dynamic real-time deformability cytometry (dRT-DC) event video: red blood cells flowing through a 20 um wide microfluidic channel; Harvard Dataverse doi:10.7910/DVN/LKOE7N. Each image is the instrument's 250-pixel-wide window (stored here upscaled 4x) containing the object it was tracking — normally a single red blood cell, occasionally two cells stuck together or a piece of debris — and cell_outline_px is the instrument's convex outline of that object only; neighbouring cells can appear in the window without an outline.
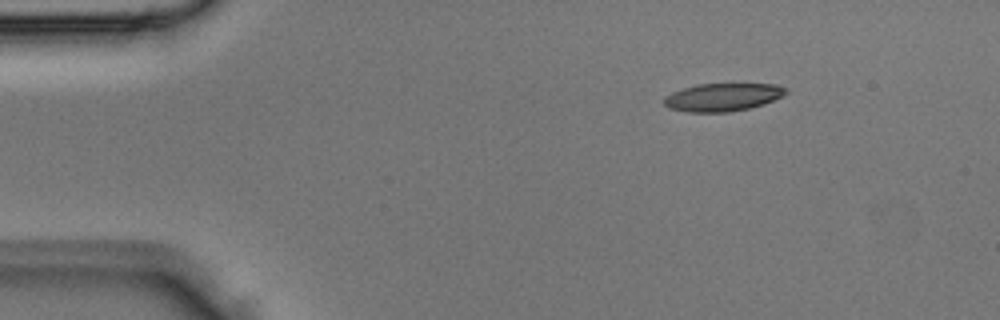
{"species": "Egyptian fruit bat (a non-hibernating species)", "species_latin": "Rousettus aegyptiacus", "temperature_condition": "room temperature", "stored_images_in_passage": 4, "camera_frame_rate_fps": 3000, "um_per_image_px": 0.085, "animal": {"sex": "male"}, "frame": {"image": 1, "passage_image": 4, "time_ms": 1.0, "image_size_px": [1000, 320], "cell_outline_px": [[788, 92], [784, 96], [764, 104], [748, 108], [728, 112], [688, 112], [668, 108], [664, 104], [664, 96], [672, 92], [696, 84], [732, 80], [776, 84], [788, 88]], "centroid_in_image_um": [61.5, 8.19], "position_along_channel_um": 23.5, "area_um2": 21.1}}